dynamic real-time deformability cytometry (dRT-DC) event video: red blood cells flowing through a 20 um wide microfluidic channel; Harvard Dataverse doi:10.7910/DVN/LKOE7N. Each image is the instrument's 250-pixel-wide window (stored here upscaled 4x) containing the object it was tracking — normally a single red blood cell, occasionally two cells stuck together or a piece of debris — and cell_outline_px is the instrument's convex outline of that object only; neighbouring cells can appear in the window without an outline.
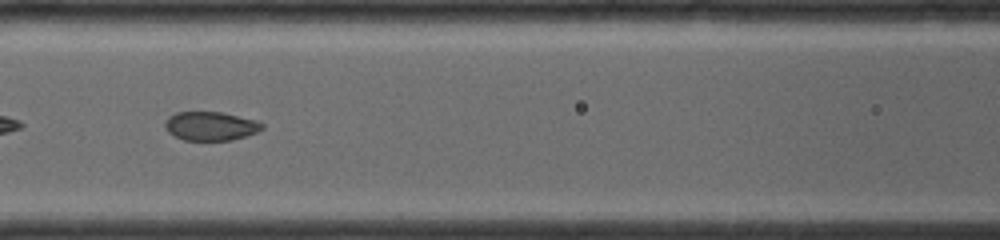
{"species": "common noctule bat (a hibernating species)", "species_latin": "Nyctalus noctula", "temperature_condition": "room temperature", "stored_images_in_passage": 40, "camera_frame_rate_fps": 4000, "um_per_image_px": 0.085, "animal": {"sex": "female", "body_mass_g": 19.0, "forearm_length_mm": 56.7}, "frame": {"image": 1, "passage_image": 12, "time_ms": 2.75, "image_size_px": [1000, 240], "cell_outline_px": [[264, 128], [256, 132], [232, 140], [184, 140], [168, 132], [164, 128], [164, 124], [168, 116], [176, 112], [220, 112], [256, 120], [264, 124]], "centroid_in_image_um": [17.88, 10.71], "position_along_channel_um": 148.7, "area_um2": 16.24}}